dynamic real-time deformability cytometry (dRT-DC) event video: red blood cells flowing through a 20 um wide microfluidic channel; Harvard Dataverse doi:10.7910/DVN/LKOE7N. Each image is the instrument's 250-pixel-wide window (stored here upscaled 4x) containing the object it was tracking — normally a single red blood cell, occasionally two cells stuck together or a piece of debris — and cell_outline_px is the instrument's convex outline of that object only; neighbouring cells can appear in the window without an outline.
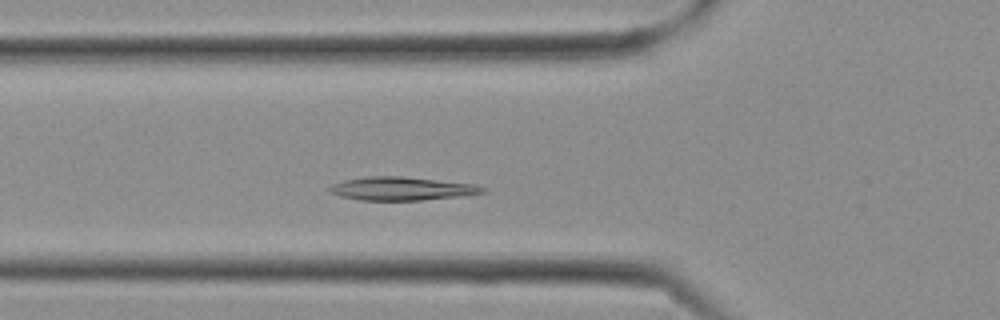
{"species": "Egyptian fruit bat (a non-hibernating species)", "species_latin": "Rousettus aegyptiacus", "temperature_condition": "cold", "stored_images_in_passage": 7, "camera_frame_rate_fps": 3000, "um_per_image_px": 0.085, "frame": {"image": 1, "passage_image": 5, "time_ms": 1.333, "image_size_px": [1000, 320], "cell_outline_px": [[488, 188], [484, 192], [464, 196], [420, 200], [360, 200], [340, 196], [328, 192], [328, 188], [332, 184], [344, 180], [368, 176], [400, 176], [476, 184]], "centroid_in_image_um": [34.15, 16.03], "position_along_channel_um": 91.6, "area_um2": 20.92}}
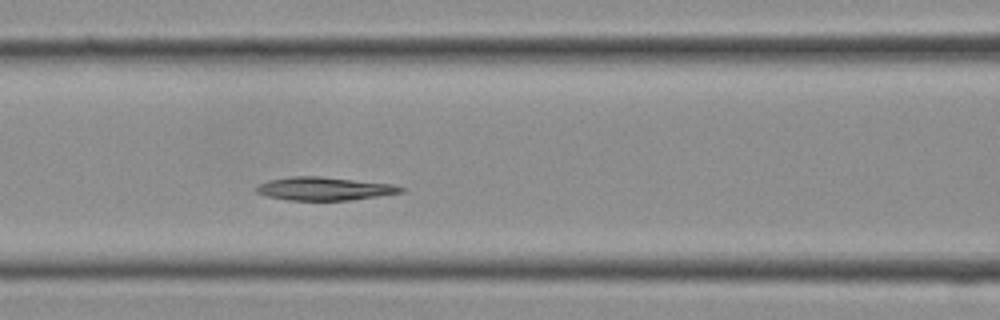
{"frame": {"image": 2, "passage_image": 7, "time_ms": 2.0, "image_size_px": [1000, 320], "cell_outline_px": [[404, 192], [348, 200], [288, 200], [264, 196], [256, 192], [256, 188], [260, 184], [268, 180], [292, 176], [320, 176], [392, 184], [404, 188]], "centroid_in_image_um": [27.52, 16.03], "position_along_channel_um": 139.1, "area_um2": 19.42}}